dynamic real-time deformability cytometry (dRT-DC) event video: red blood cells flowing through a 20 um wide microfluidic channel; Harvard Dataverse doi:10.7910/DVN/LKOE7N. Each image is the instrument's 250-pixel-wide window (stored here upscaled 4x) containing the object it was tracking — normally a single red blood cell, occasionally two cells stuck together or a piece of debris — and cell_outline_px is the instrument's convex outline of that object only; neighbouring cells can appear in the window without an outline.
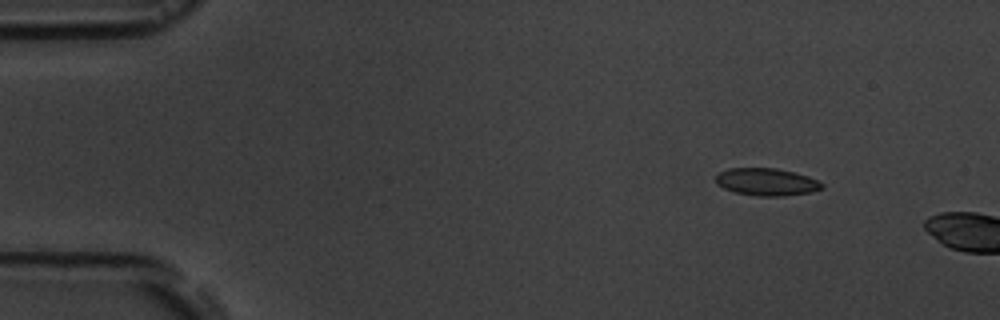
{"species": "common noctule bat (a hibernating species)", "species_latin": "Nyctalus noctula", "temperature_condition": "room temperature", "stored_images_in_passage": 2, "camera_frame_rate_fps": 3000, "um_per_image_px": 0.085, "animal": {"sex": "male", "body_mass_g": 19.5, "forearm_length_mm": 54.6}, "frame": {"image": 1, "passage_image": 1, "time_ms": 0.0, "image_size_px": [1000, 320], "cell_outline_px": [[824, 188], [812, 192], [784, 196], [756, 196], [736, 192], [724, 188], [716, 184], [716, 176], [720, 172], [728, 168], [776, 168], [796, 172], [820, 180], [824, 184]], "centroid_in_image_um": [65.21, 15.46], "position_along_channel_um": 19.8, "area_um2": 17.17}}